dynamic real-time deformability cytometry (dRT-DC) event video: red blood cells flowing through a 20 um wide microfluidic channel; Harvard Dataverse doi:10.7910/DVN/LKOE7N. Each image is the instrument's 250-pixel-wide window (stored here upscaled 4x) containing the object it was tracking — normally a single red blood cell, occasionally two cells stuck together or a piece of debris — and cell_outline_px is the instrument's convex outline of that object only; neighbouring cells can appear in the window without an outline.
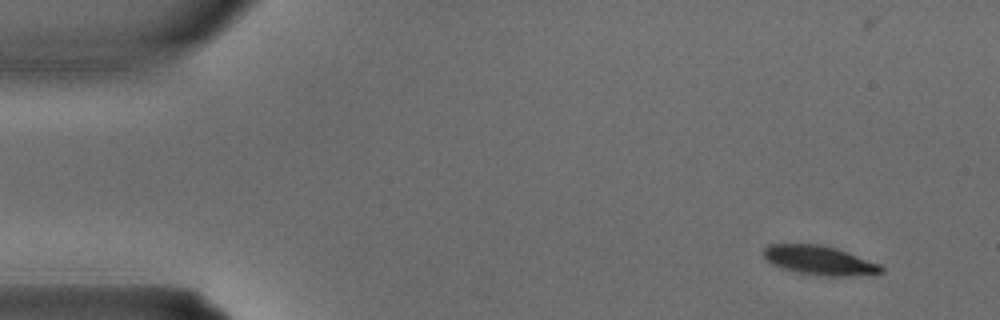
{"species": "common noctule bat (a hibernating species)", "species_latin": "Nyctalus noctula", "temperature_condition": "warm", "stored_images_in_passage": 3, "camera_frame_rate_fps": 3000, "um_per_image_px": 0.085, "animal": {"sex": "male", "body_mass_g": 15.6}, "frame": {"image": 1, "passage_image": 1, "time_ms": 0.0, "image_size_px": [1000, 320], "cell_outline_px": [[884, 272], [848, 276], [824, 276], [800, 272], [780, 268], [772, 264], [764, 256], [764, 248], [768, 244], [816, 244], [836, 248], [848, 252], [880, 264], [884, 268]], "centroid_in_image_um": [69.65, 22.12], "position_along_channel_um": 15.3, "area_um2": 19.77}}
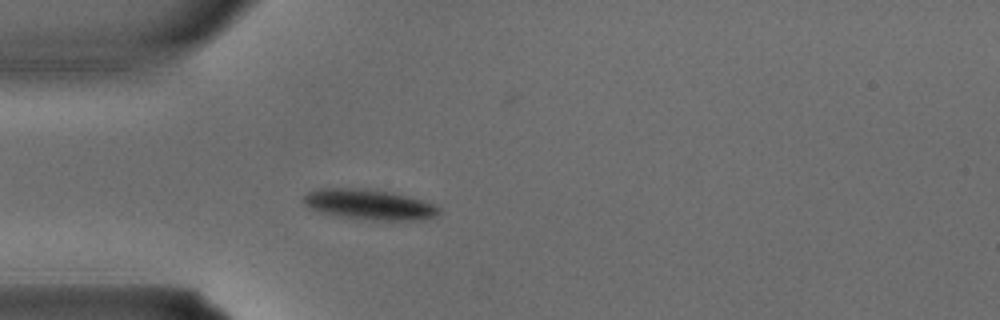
{"frame": {"image": 2, "passage_image": 3, "time_ms": 0.667, "image_size_px": [1000, 320], "cell_outline_px": [[440, 212], [436, 216], [412, 220], [384, 220], [340, 216], [320, 212], [304, 204], [304, 196], [308, 192], [320, 188], [356, 188], [392, 192], [420, 200], [432, 204], [440, 208]], "centroid_in_image_um": [31.36, 17.37], "position_along_channel_um": 53.6, "area_um2": 23.29}}